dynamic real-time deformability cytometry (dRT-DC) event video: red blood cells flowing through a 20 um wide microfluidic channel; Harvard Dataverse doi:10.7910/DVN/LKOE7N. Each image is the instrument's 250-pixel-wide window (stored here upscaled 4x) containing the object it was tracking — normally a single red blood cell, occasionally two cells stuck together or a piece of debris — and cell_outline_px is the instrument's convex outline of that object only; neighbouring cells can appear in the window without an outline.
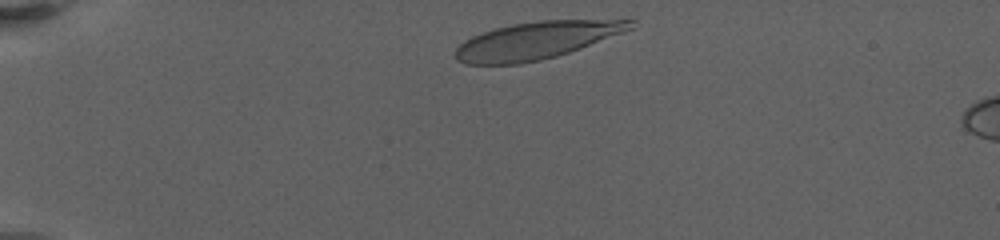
{"species": "human", "species_latin": "Homo sapiens", "temperature_condition": "warm", "stored_images_in_passage": 42, "camera_frame_rate_fps": 3000, "um_per_image_px": 0.085, "donor": {"sex": "female"}, "frame": {"image": 1, "passage_image": 2, "time_ms": 0.333, "image_size_px": [1000, 240], "cell_outline_px": [[636, 20], [632, 28], [580, 48], [556, 56], [540, 60], [520, 64], [468, 64], [456, 60], [456, 48], [464, 40], [472, 36], [496, 28], [512, 24], [540, 20]], "centroid_in_image_um": [45.55, 3.44], "position_along_channel_um": 39.5, "area_um2": 37.45}}
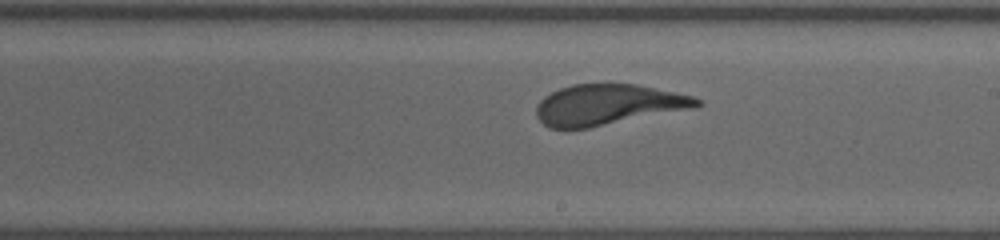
{"frame": {"image": 2, "passage_image": 25, "time_ms": 8.667, "image_size_px": [1000, 240], "cell_outline_px": [[704, 104], [688, 108], [588, 128], [548, 128], [536, 116], [536, 108], [540, 100], [544, 96], [560, 88], [572, 84], [636, 84], [692, 96], [700, 100]], "centroid_in_image_um": [51.6, 8.89], "position_along_channel_um": 237.4, "area_um2": 37.28}}
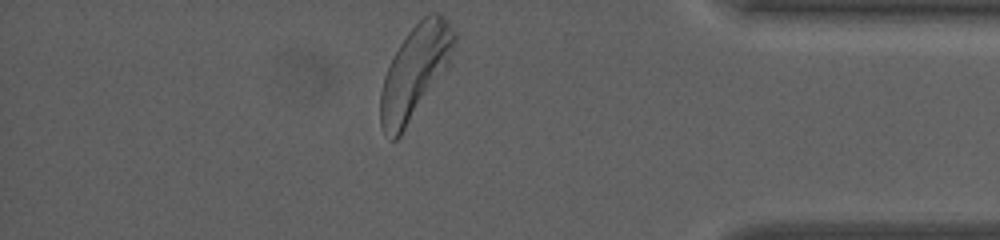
{"frame": {"image": 3, "passage_image": 42, "time_ms": 14.667, "image_size_px": [1000, 240], "cell_outline_px": [[456, 44], [452, 64], [400, 136], [396, 140], [388, 140], [380, 124], [380, 92], [384, 76], [392, 56], [408, 32], [428, 12], [440, 12], [456, 36]], "centroid_in_image_um": [35.3, 6.14], "position_along_channel_um": 399.9, "area_um2": 40.52}}